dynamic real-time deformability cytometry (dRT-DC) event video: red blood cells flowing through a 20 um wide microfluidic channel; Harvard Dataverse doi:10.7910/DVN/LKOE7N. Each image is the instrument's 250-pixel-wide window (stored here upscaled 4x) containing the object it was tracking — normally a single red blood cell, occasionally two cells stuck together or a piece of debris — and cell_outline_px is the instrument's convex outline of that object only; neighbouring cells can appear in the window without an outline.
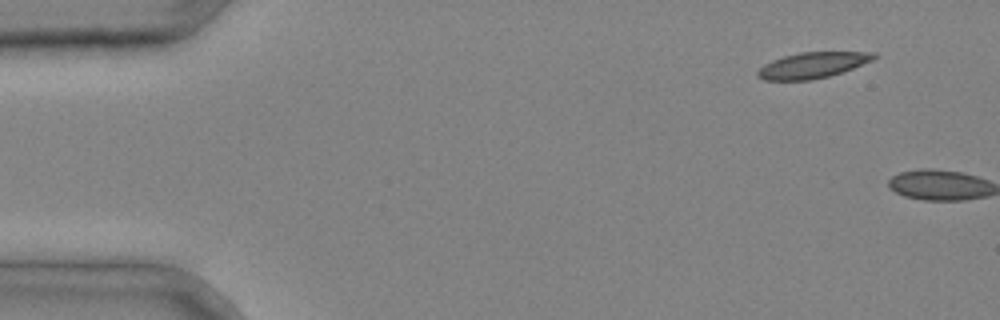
{"species": "common noctule bat (a hibernating species)", "species_latin": "Nyctalus noctula", "temperature_condition": "cold", "stored_images_in_passage": 5, "segment_of_instrument_passage": [2, 2], "camera_frame_rate_fps": 3000, "um_per_image_px": 0.085, "animal": {"sex": "male", "body_mass_g": 20.4}, "frame": {"image": 1, "passage_image": 5, "time_ms": 1.333, "image_size_px": [1000, 320], "cell_outline_px": [[880, 56], [872, 60], [852, 68], [828, 76], [812, 80], [764, 80], [756, 76], [756, 72], [764, 64], [772, 60], [784, 56], [800, 52], [876, 52]], "centroid_in_image_um": [69.05, 5.54], "position_along_channel_um": 15.9, "area_um2": 17.46}}